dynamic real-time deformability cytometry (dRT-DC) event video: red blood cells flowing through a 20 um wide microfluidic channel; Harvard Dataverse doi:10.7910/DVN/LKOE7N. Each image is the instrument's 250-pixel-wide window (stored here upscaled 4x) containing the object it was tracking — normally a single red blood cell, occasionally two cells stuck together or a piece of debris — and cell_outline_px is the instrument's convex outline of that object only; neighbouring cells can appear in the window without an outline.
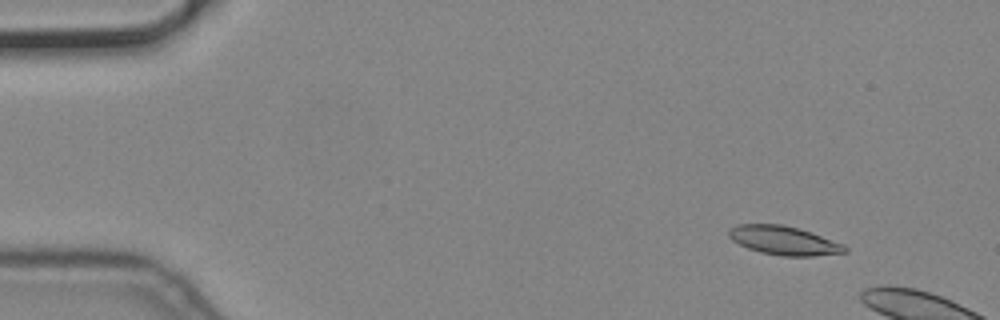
{"species": "common noctule bat (a hibernating species)", "species_latin": "Nyctalus noctula", "temperature_condition": "cold", "stored_images_in_passage": 12, "camera_frame_rate_fps": 3000, "um_per_image_px": 0.085, "animal": {"sex": "male", "body_mass_g": 19.2, "forearm_length_mm": 51.8}, "frame": {"image": 1, "passage_image": 6, "time_ms": 1.667, "image_size_px": [1000, 320], "cell_outline_px": [[848, 252], [812, 256], [780, 256], [760, 252], [748, 248], [732, 240], [728, 236], [728, 228], [736, 224], [784, 224], [800, 228], [844, 244], [848, 248]], "centroid_in_image_um": [66.62, 20.43], "position_along_channel_um": 18.4, "area_um2": 19.71}}